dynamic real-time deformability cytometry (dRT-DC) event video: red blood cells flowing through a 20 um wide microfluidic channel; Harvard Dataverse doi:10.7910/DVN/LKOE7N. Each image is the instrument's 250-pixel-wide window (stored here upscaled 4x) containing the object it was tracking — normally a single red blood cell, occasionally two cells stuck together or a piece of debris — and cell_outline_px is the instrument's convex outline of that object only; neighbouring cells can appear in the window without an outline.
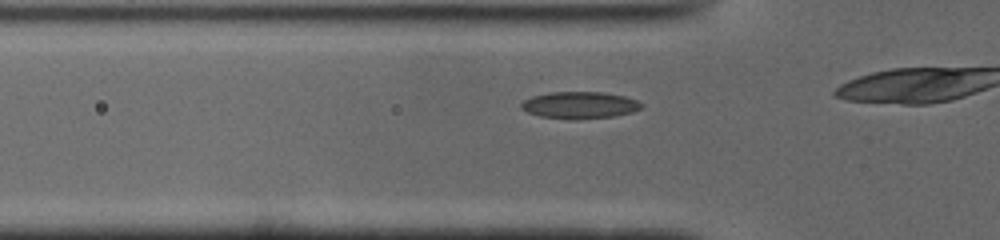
{"species": "common noctule bat (a hibernating species)", "species_latin": "Nyctalus noctula", "temperature_condition": "cold", "stored_images_in_passage": 32, "camera_frame_rate_fps": 3000, "um_per_image_px": 0.085, "animal": {"sex": "male", "body_mass_g": 19.0, "forearm_length_mm": 50.8}, "frame": {"image": 1, "passage_image": 8, "time_ms": 2.333, "image_size_px": [1000, 240], "cell_outline_px": [[644, 104], [640, 108], [632, 112], [612, 116], [576, 120], [568, 120], [540, 116], [528, 112], [520, 108], [520, 104], [524, 100], [532, 96], [548, 92], [604, 92], [624, 96], [636, 100]], "centroid_in_image_um": [49.24, 8.94], "position_along_channel_um": 76.6, "area_um2": 18.96}}
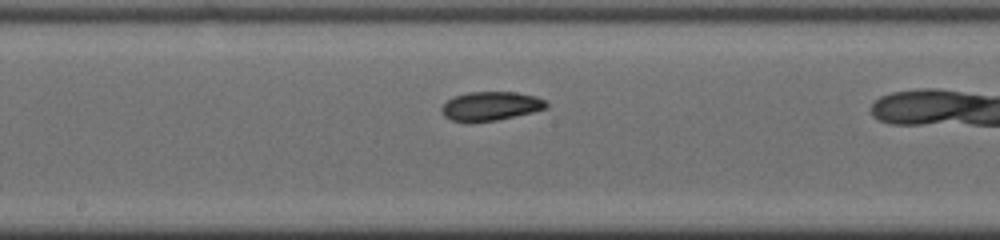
{"frame": {"image": 2, "passage_image": 18, "time_ms": 5.667, "image_size_px": [1000, 240], "cell_outline_px": [[548, 108], [532, 112], [496, 120], [468, 124], [452, 120], [444, 116], [440, 112], [440, 108], [448, 100], [456, 96], [468, 92], [516, 92], [536, 96], [544, 100], [548, 104]], "centroid_in_image_um": [41.68, 9.04], "position_along_channel_um": 206.5, "area_um2": 17.86}}
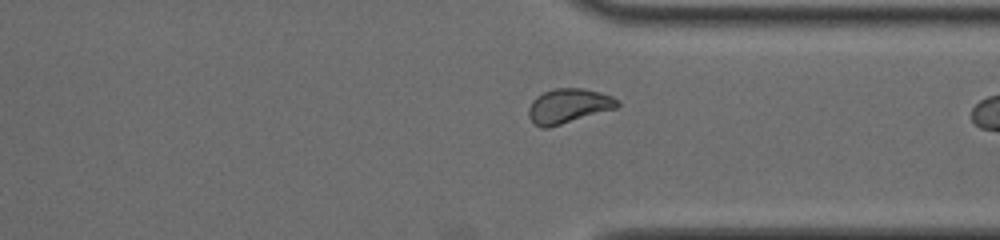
{"frame": {"image": 3, "passage_image": 30, "time_ms": 9.667, "image_size_px": [1000, 240], "cell_outline_px": [[620, 104], [616, 108], [548, 128], [540, 128], [528, 116], [528, 108], [532, 100], [536, 96], [544, 92], [556, 88], [584, 88], [600, 92], [612, 96], [620, 100]], "centroid_in_image_um": [48.32, 9.0], "position_along_channel_um": 363.1, "area_um2": 17.92}}